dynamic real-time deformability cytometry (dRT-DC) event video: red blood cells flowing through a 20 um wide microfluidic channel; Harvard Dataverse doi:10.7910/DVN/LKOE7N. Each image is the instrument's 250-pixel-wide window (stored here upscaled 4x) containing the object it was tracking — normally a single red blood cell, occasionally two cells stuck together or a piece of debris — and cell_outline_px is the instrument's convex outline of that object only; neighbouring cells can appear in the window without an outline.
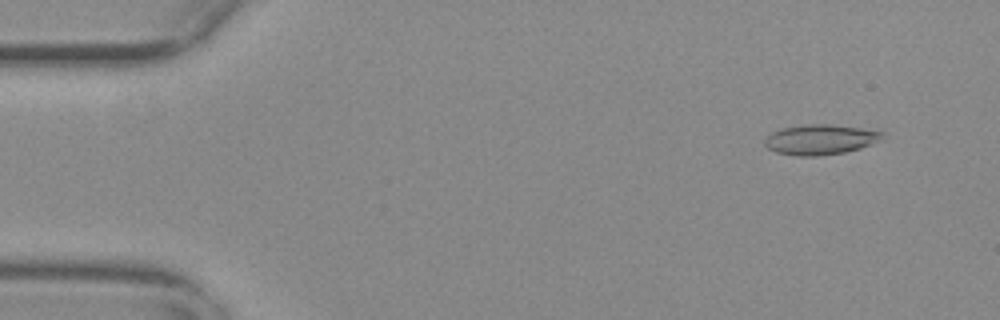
{"species": "common noctule bat (a hibernating species)", "species_latin": "Nyctalus noctula", "temperature_condition": "warm", "stored_images_in_passage": 43, "camera_frame_rate_fps": 3000, "um_per_image_px": 0.085, "animal": {"sex": "female", "body_mass_g": 29.2, "forearm_length_mm": 56.3}, "frame": {"image": 1, "passage_image": 5, "time_ms": 1.333, "image_size_px": [1000, 320], "cell_outline_px": [[884, 132], [880, 140], [860, 148], [844, 152], [816, 156], [800, 156], [776, 152], [768, 148], [764, 144], [764, 140], [772, 132], [780, 128], [804, 124], [828, 124], [860, 128]], "centroid_in_image_um": [69.69, 11.85], "position_along_channel_um": 15.3, "area_um2": 20.46}}
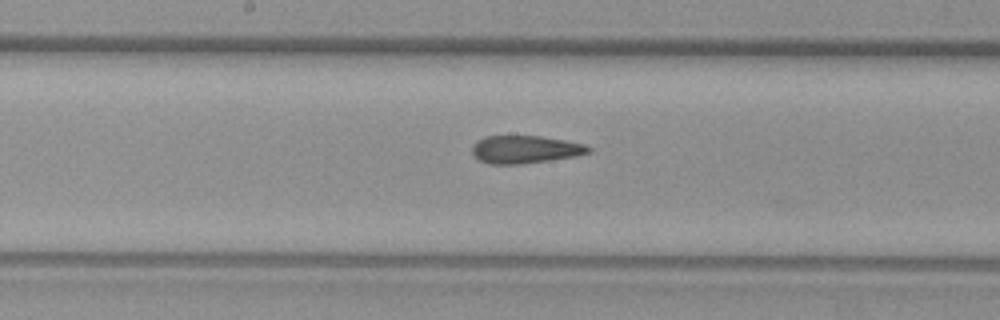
{"frame": {"image": 2, "passage_image": 29, "time_ms": 9.333, "image_size_px": [1000, 320], "cell_outline_px": [[592, 152], [576, 156], [520, 164], [488, 164], [480, 160], [472, 152], [472, 148], [476, 140], [484, 136], [540, 136], [564, 140], [584, 144], [592, 148]], "centroid_in_image_um": [44.64, 12.7], "position_along_channel_um": 203.6, "area_um2": 18.79}}
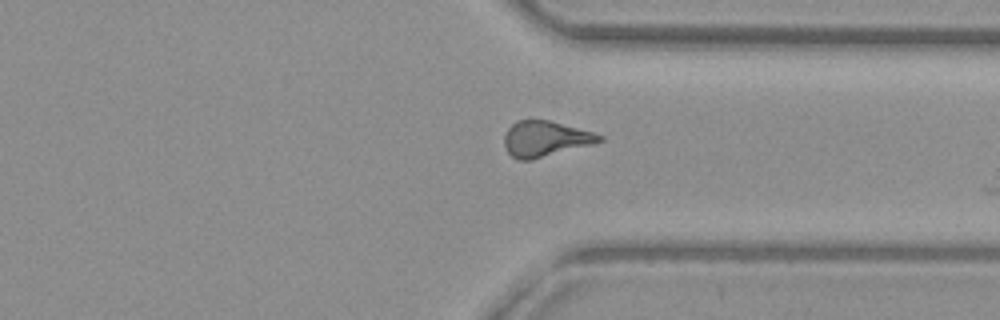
{"frame": {"image": 3, "passage_image": 42, "time_ms": 13.667, "image_size_px": [1000, 320], "cell_outline_px": [[604, 140], [592, 144], [532, 160], [520, 160], [512, 156], [508, 152], [504, 144], [504, 136], [508, 128], [516, 120], [548, 120], [592, 132], [604, 136]], "centroid_in_image_um": [46.33, 11.8], "position_along_channel_um": 365.1, "area_um2": 19.54}}